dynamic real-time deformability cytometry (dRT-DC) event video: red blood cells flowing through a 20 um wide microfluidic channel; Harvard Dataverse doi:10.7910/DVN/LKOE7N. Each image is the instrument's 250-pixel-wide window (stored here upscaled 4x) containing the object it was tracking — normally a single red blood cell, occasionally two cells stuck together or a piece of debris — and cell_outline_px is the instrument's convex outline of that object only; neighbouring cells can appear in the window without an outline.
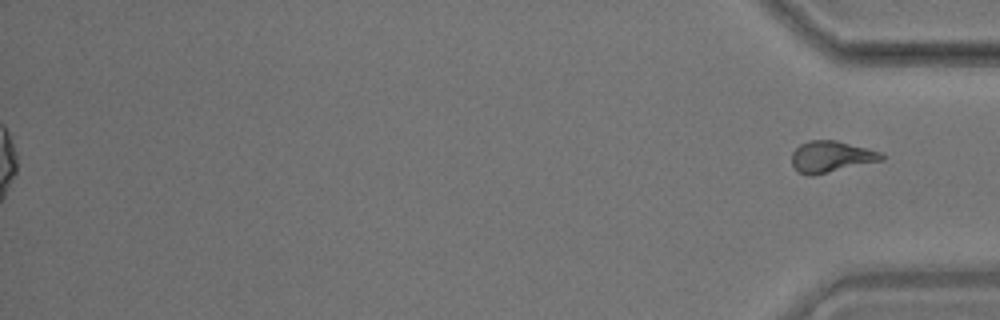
{"species": "common noctule bat (a hibernating species)", "species_latin": "Nyctalus noctula", "temperature_condition": "room temperature", "stored_images_in_passage": 58, "segment_of_instrument_passage": [2, 2], "camera_frame_rate_fps": 3000, "um_per_image_px": 0.085, "animal": {"sex": "male", "body_mass_g": 17.9}, "frame": {"image": 1, "passage_image": 58, "time_ms": 19.0, "image_size_px": [1000, 320], "cell_outline_px": [[884, 160], [812, 176], [808, 176], [796, 172], [792, 164], [792, 152], [800, 144], [808, 140], [836, 140], [880, 152], [884, 156]], "centroid_in_image_um": [70.61, 13.33], "position_along_channel_um": 364.6, "area_um2": 16.47}}